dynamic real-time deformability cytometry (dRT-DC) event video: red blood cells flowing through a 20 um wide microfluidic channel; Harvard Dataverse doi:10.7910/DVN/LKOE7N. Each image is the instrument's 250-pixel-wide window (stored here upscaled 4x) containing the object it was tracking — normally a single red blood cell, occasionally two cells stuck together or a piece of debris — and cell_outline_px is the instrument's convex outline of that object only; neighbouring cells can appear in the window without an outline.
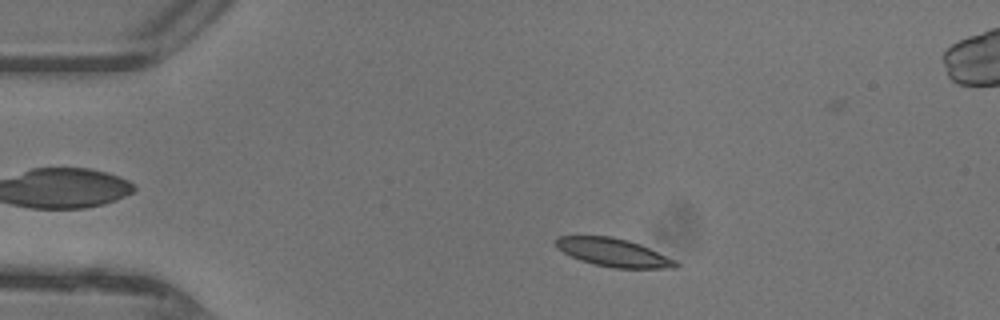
{"species": "common noctule bat (a hibernating species)", "species_latin": "Nyctalus noctula", "temperature_condition": "warm", "stored_images_in_passage": 41, "camera_frame_rate_fps": 3000, "um_per_image_px": 0.085, "animal": {"sex": "female"}, "frame": {"image": 1, "passage_image": 4, "time_ms": 1.0, "image_size_px": [1000, 320], "cell_outline_px": [[680, 268], [612, 268], [580, 260], [556, 248], [556, 240], [560, 236], [612, 236], [628, 240], [640, 244], [676, 260], [680, 264]], "centroid_in_image_um": [52.19, 21.47], "position_along_channel_um": 32.8, "area_um2": 19.59}}
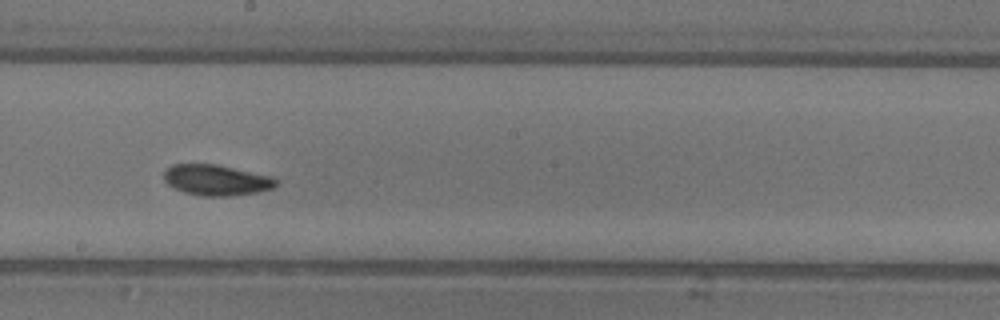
{"frame": {"image": 2, "passage_image": 21, "time_ms": 6.667, "image_size_px": [1000, 320], "cell_outline_px": [[276, 184], [272, 188], [256, 192], [232, 196], [200, 196], [184, 192], [168, 184], [164, 180], [164, 172], [172, 164], [216, 164], [272, 176], [276, 180]], "centroid_in_image_um": [18.38, 15.3], "position_along_channel_um": 229.8, "area_um2": 19.94}}
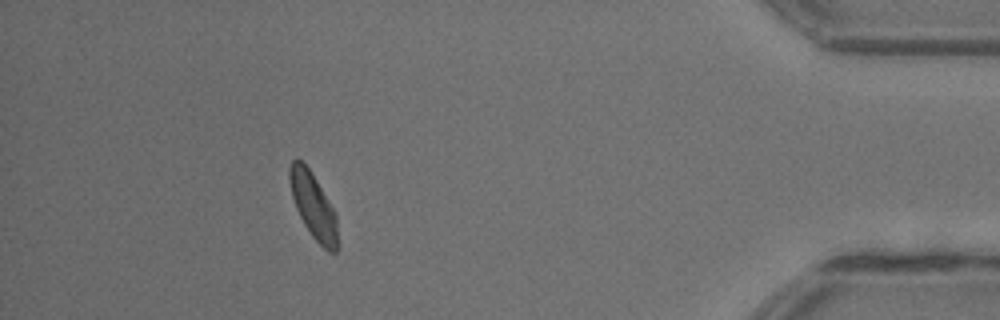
{"frame": {"image": 3, "passage_image": 37, "time_ms": 12.0, "image_size_px": [1000, 320], "cell_outline_px": [[336, 252], [328, 252], [312, 236], [304, 224], [296, 208], [292, 196], [288, 176], [288, 168], [292, 160], [296, 156], [308, 168], [316, 180], [332, 208], [336, 216]], "centroid_in_image_um": [26.58, 17.45], "position_along_channel_um": 408.6, "area_um2": 17.8}, "authors_computed_cell_mechanics": {"area_um2": 19.4786, "velocity_mm_per_s": 4.3895, "shape_relaxation_time_tau1_ms": 9.8235, "shape_relaxation_time_tau2_ms": 3.7249, "deformation_change_tau1": 0.2546, "deformation_change_tau2": 0.0895}}